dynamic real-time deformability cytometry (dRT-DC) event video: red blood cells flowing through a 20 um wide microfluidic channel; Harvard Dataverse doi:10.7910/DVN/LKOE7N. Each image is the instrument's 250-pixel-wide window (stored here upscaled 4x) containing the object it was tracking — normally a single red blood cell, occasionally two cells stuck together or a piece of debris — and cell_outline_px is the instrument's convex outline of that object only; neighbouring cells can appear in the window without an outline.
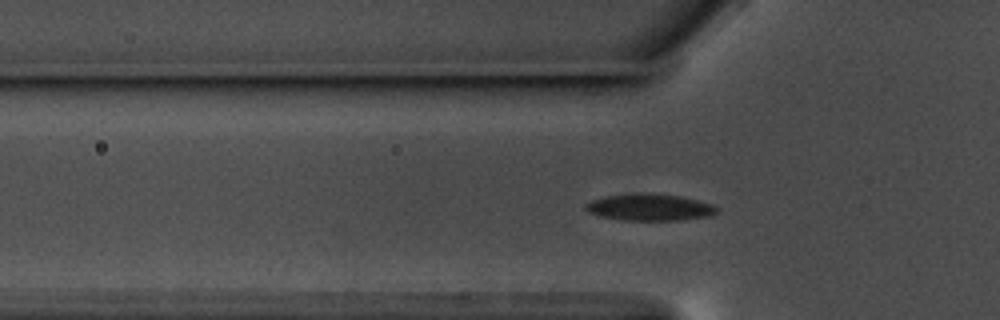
{"species": "common noctule bat (a hibernating species)", "species_latin": "Nyctalus noctula", "temperature_condition": "warm", "stored_images_in_passage": 26, "camera_frame_rate_fps": 3000, "um_per_image_px": 0.085, "animal": {"sex": "male", "body_mass_g": 17.5, "forearm_length_mm": 52.3}, "frame": {"image": 1, "passage_image": 3, "time_ms": 0.667, "image_size_px": [1000, 320], "cell_outline_px": [[716, 212], [708, 216], [680, 220], [624, 220], [600, 216], [588, 212], [584, 208], [584, 204], [592, 200], [608, 196], [628, 192], [644, 192], [680, 196], [712, 204], [716, 208]], "centroid_in_image_um": [55.16, 17.6], "position_along_channel_um": 70.6, "area_um2": 20.46}}
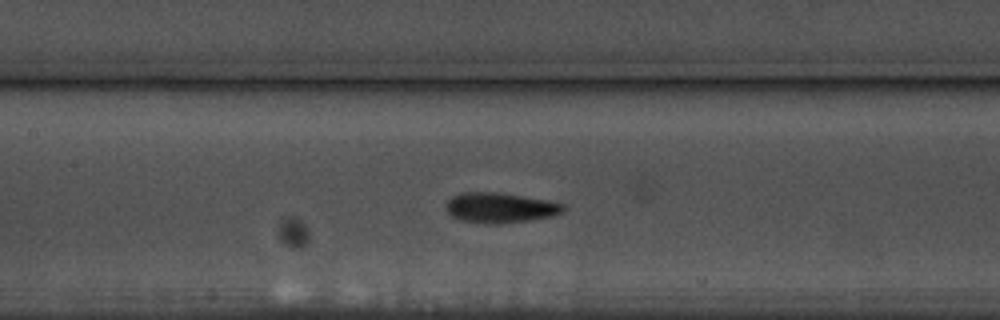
{"frame": {"image": 2, "passage_image": 11, "time_ms": 3.333, "image_size_px": [1000, 320], "cell_outline_px": [[564, 212], [552, 216], [532, 220], [500, 224], [484, 224], [460, 220], [452, 216], [448, 212], [448, 200], [452, 196], [464, 192], [496, 192], [524, 196], [548, 200], [564, 204]], "centroid_in_image_um": [42.54, 17.67], "position_along_channel_um": 164.9, "area_um2": 20.69}}
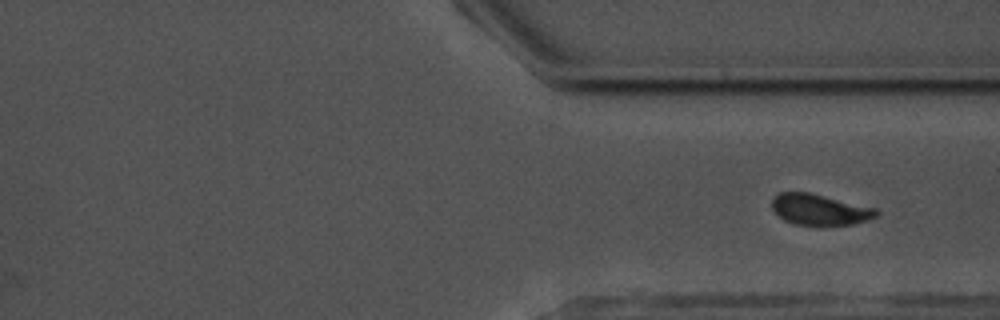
{"frame": {"image": 3, "passage_image": 26, "time_ms": 8.333, "image_size_px": [1000, 320], "cell_outline_px": [[880, 212], [876, 216], [868, 220], [852, 224], [820, 228], [792, 224], [784, 220], [772, 208], [772, 200], [780, 192], [808, 192], [876, 208]], "centroid_in_image_um": [69.69, 17.86], "position_along_channel_um": 341.7, "area_um2": 19.31}}